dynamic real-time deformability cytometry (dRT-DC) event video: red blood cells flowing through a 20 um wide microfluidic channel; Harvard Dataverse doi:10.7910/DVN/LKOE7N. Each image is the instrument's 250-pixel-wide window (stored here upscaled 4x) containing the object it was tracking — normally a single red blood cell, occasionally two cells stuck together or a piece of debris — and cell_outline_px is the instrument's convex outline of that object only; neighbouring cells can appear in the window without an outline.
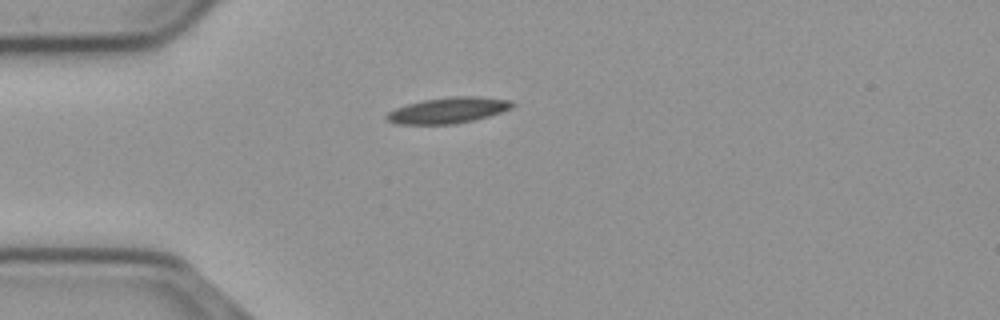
{"species": "common noctule bat (a hibernating species)", "species_latin": "Nyctalus noctula", "temperature_condition": "cold", "stored_images_in_passage": 42, "camera_frame_rate_fps": 3000, "um_per_image_px": 0.085, "animal": {"sex": "male", "body_mass_g": 23.1, "forearm_length_mm": 52.7}, "frame": {"image": 1, "passage_image": 1, "time_ms": 0.0, "image_size_px": [1000, 320], "cell_outline_px": [[516, 104], [512, 108], [488, 116], [472, 120], [452, 124], [396, 124], [388, 120], [384, 116], [388, 112], [396, 108], [408, 104], [424, 100], [452, 96], [480, 96], [512, 100]], "centroid_in_image_um": [38.12, 9.36], "position_along_channel_um": 46.9, "area_um2": 18.9}}
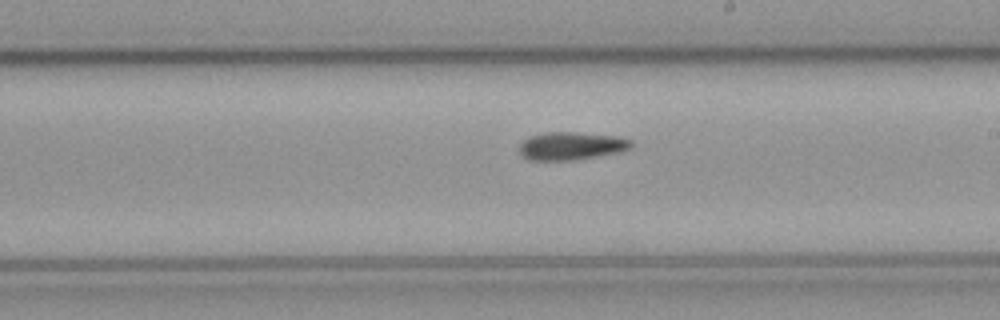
{"frame": {"image": 2, "passage_image": 18, "time_ms": 5.667, "image_size_px": [1000, 320], "cell_outline_px": [[632, 148], [616, 152], [568, 160], [532, 160], [524, 156], [520, 152], [520, 144], [528, 136], [548, 132], [576, 132], [620, 136], [632, 140]], "centroid_in_image_um": [48.57, 12.37], "position_along_channel_um": 240.4, "area_um2": 17.92}}
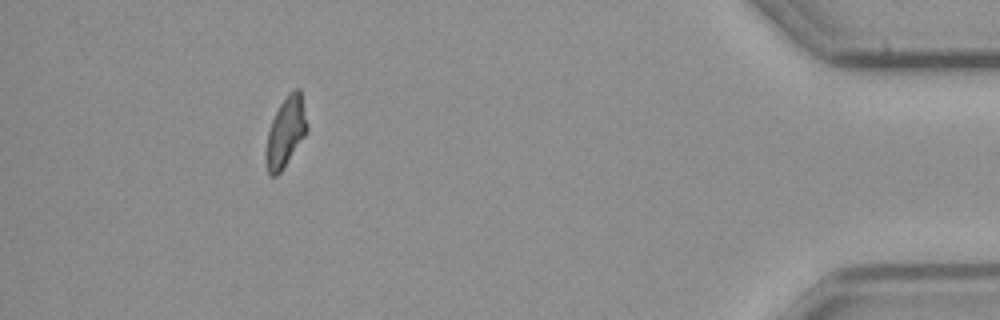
{"frame": {"image": 3, "passage_image": 37, "time_ms": 12.0, "image_size_px": [1000, 320], "cell_outline_px": [[308, 128], [304, 136], [280, 172], [276, 176], [268, 176], [264, 156], [268, 132], [272, 120], [280, 104], [288, 92], [296, 88], [300, 88], [308, 124]], "centroid_in_image_um": [24.27, 11.21], "position_along_channel_um": 410.9, "area_um2": 16.7}}